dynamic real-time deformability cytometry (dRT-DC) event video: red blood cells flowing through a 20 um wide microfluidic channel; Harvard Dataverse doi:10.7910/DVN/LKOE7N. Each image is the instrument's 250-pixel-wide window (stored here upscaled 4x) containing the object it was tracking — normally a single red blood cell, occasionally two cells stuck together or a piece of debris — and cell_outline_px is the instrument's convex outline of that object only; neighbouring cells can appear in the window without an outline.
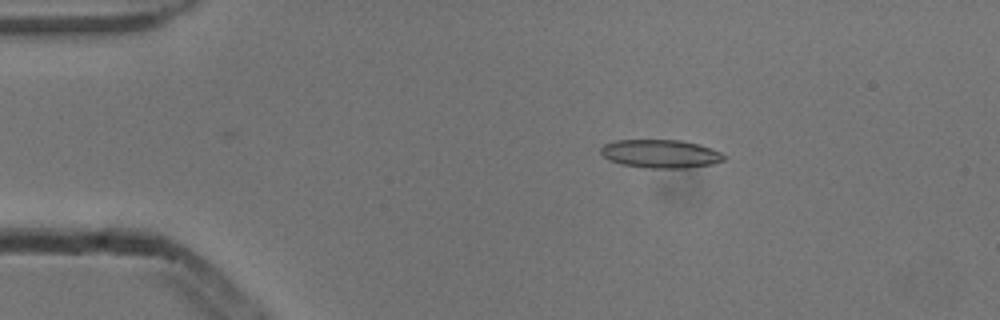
{"species": "common noctule bat (a hibernating species)", "species_latin": "Nyctalus noctula", "temperature_condition": "cold", "stored_images_in_passage": 4, "camera_frame_rate_fps": 3000, "um_per_image_px": 0.085, "animal": {"sex": "male", "body_mass_g": 13.3}, "frame": {"image": 1, "passage_image": 2, "time_ms": 0.333, "image_size_px": [1000, 320], "cell_outline_px": [[728, 156], [724, 160], [712, 164], [684, 168], [648, 168], [620, 164], [604, 156], [600, 152], [600, 148], [604, 144], [616, 140], [680, 140], [700, 144], [712, 148]], "centroid_in_image_um": [56.18, 13.06], "position_along_channel_um": 28.8, "area_um2": 20.4}}
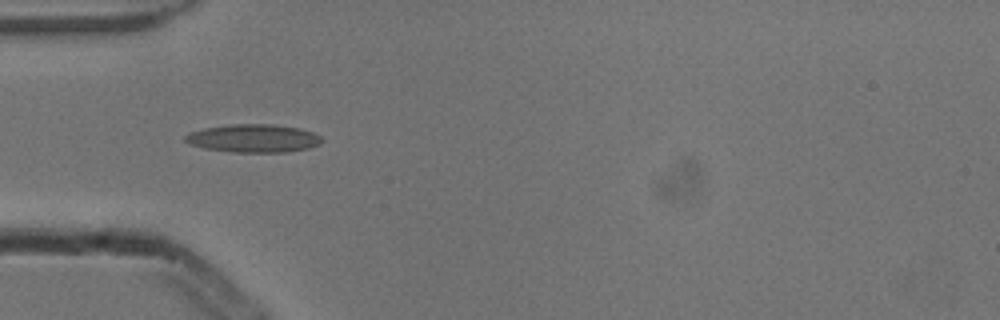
{"frame": {"image": 2, "passage_image": 4, "time_ms": 1.0, "image_size_px": [1000, 320], "cell_outline_px": [[324, 140], [320, 144], [308, 148], [284, 152], [232, 152], [204, 148], [192, 144], [184, 140], [184, 136], [192, 132], [204, 128], [232, 124], [272, 124], [300, 128], [312, 132], [320, 136]], "centroid_in_image_um": [21.57, 11.75], "position_along_channel_um": 63.4, "area_um2": 22.25}}